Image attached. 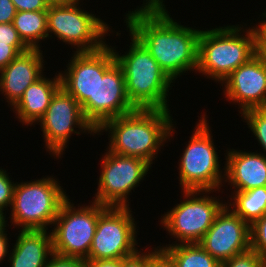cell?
Wrapping results in <instances>:
<instances>
[{
  "mask_svg": "<svg viewBox=\"0 0 266 267\" xmlns=\"http://www.w3.org/2000/svg\"><path fill=\"white\" fill-rule=\"evenodd\" d=\"M259 57L263 58L266 63V55H258Z\"/></svg>",
  "mask_w": 266,
  "mask_h": 267,
  "instance_id": "42",
  "label": "cell"
},
{
  "mask_svg": "<svg viewBox=\"0 0 266 267\" xmlns=\"http://www.w3.org/2000/svg\"><path fill=\"white\" fill-rule=\"evenodd\" d=\"M220 267H266V262L262 255L255 252L251 248L243 253L237 254L221 262Z\"/></svg>",
  "mask_w": 266,
  "mask_h": 267,
  "instance_id": "26",
  "label": "cell"
},
{
  "mask_svg": "<svg viewBox=\"0 0 266 267\" xmlns=\"http://www.w3.org/2000/svg\"><path fill=\"white\" fill-rule=\"evenodd\" d=\"M177 267H220L199 243L168 245L162 250Z\"/></svg>",
  "mask_w": 266,
  "mask_h": 267,
  "instance_id": "23",
  "label": "cell"
},
{
  "mask_svg": "<svg viewBox=\"0 0 266 267\" xmlns=\"http://www.w3.org/2000/svg\"><path fill=\"white\" fill-rule=\"evenodd\" d=\"M250 247L266 262V214L250 225Z\"/></svg>",
  "mask_w": 266,
  "mask_h": 267,
  "instance_id": "25",
  "label": "cell"
},
{
  "mask_svg": "<svg viewBox=\"0 0 266 267\" xmlns=\"http://www.w3.org/2000/svg\"><path fill=\"white\" fill-rule=\"evenodd\" d=\"M220 263L249 250L250 225L225 205L199 243Z\"/></svg>",
  "mask_w": 266,
  "mask_h": 267,
  "instance_id": "15",
  "label": "cell"
},
{
  "mask_svg": "<svg viewBox=\"0 0 266 267\" xmlns=\"http://www.w3.org/2000/svg\"><path fill=\"white\" fill-rule=\"evenodd\" d=\"M60 71L63 87L82 106L86 101H96V88L99 78L116 63L112 46L105 44L91 52H75Z\"/></svg>",
  "mask_w": 266,
  "mask_h": 267,
  "instance_id": "13",
  "label": "cell"
},
{
  "mask_svg": "<svg viewBox=\"0 0 266 267\" xmlns=\"http://www.w3.org/2000/svg\"><path fill=\"white\" fill-rule=\"evenodd\" d=\"M60 185L59 179L48 175L34 181H16L8 217L11 225L17 231L52 228L61 205L68 198Z\"/></svg>",
  "mask_w": 266,
  "mask_h": 267,
  "instance_id": "6",
  "label": "cell"
},
{
  "mask_svg": "<svg viewBox=\"0 0 266 267\" xmlns=\"http://www.w3.org/2000/svg\"><path fill=\"white\" fill-rule=\"evenodd\" d=\"M0 43L12 46L19 54L29 49L20 39L12 22L0 23Z\"/></svg>",
  "mask_w": 266,
  "mask_h": 267,
  "instance_id": "27",
  "label": "cell"
},
{
  "mask_svg": "<svg viewBox=\"0 0 266 267\" xmlns=\"http://www.w3.org/2000/svg\"><path fill=\"white\" fill-rule=\"evenodd\" d=\"M243 122H246L248 129L261 146L263 155L266 156V108H254L244 111L241 116Z\"/></svg>",
  "mask_w": 266,
  "mask_h": 267,
  "instance_id": "24",
  "label": "cell"
},
{
  "mask_svg": "<svg viewBox=\"0 0 266 267\" xmlns=\"http://www.w3.org/2000/svg\"><path fill=\"white\" fill-rule=\"evenodd\" d=\"M258 22L253 26L256 35V54L266 55V21L262 18Z\"/></svg>",
  "mask_w": 266,
  "mask_h": 267,
  "instance_id": "32",
  "label": "cell"
},
{
  "mask_svg": "<svg viewBox=\"0 0 266 267\" xmlns=\"http://www.w3.org/2000/svg\"><path fill=\"white\" fill-rule=\"evenodd\" d=\"M46 267H86V259L53 253L46 263Z\"/></svg>",
  "mask_w": 266,
  "mask_h": 267,
  "instance_id": "30",
  "label": "cell"
},
{
  "mask_svg": "<svg viewBox=\"0 0 266 267\" xmlns=\"http://www.w3.org/2000/svg\"><path fill=\"white\" fill-rule=\"evenodd\" d=\"M231 193L226 205L249 225L266 214V186Z\"/></svg>",
  "mask_w": 266,
  "mask_h": 267,
  "instance_id": "22",
  "label": "cell"
},
{
  "mask_svg": "<svg viewBox=\"0 0 266 267\" xmlns=\"http://www.w3.org/2000/svg\"><path fill=\"white\" fill-rule=\"evenodd\" d=\"M170 110L136 109L106 121L96 132L108 134L110 152L144 159L151 166L161 147L170 141L175 127ZM108 132V133H107Z\"/></svg>",
  "mask_w": 266,
  "mask_h": 267,
  "instance_id": "2",
  "label": "cell"
},
{
  "mask_svg": "<svg viewBox=\"0 0 266 267\" xmlns=\"http://www.w3.org/2000/svg\"><path fill=\"white\" fill-rule=\"evenodd\" d=\"M17 11H47L48 0H11Z\"/></svg>",
  "mask_w": 266,
  "mask_h": 267,
  "instance_id": "31",
  "label": "cell"
},
{
  "mask_svg": "<svg viewBox=\"0 0 266 267\" xmlns=\"http://www.w3.org/2000/svg\"><path fill=\"white\" fill-rule=\"evenodd\" d=\"M16 12L15 5L11 0H0V23H11Z\"/></svg>",
  "mask_w": 266,
  "mask_h": 267,
  "instance_id": "33",
  "label": "cell"
},
{
  "mask_svg": "<svg viewBox=\"0 0 266 267\" xmlns=\"http://www.w3.org/2000/svg\"><path fill=\"white\" fill-rule=\"evenodd\" d=\"M37 124L43 132L46 151L51 154L50 156L56 157L55 159H61L72 134H97L85 119L81 105L63 87L55 92L45 114Z\"/></svg>",
  "mask_w": 266,
  "mask_h": 267,
  "instance_id": "11",
  "label": "cell"
},
{
  "mask_svg": "<svg viewBox=\"0 0 266 267\" xmlns=\"http://www.w3.org/2000/svg\"><path fill=\"white\" fill-rule=\"evenodd\" d=\"M81 108L96 131L106 121L136 110L126 92L123 70L117 63L99 78L96 101H86Z\"/></svg>",
  "mask_w": 266,
  "mask_h": 267,
  "instance_id": "14",
  "label": "cell"
},
{
  "mask_svg": "<svg viewBox=\"0 0 266 267\" xmlns=\"http://www.w3.org/2000/svg\"><path fill=\"white\" fill-rule=\"evenodd\" d=\"M164 2V3H163ZM143 4L135 9L139 10H166V5L164 0H143Z\"/></svg>",
  "mask_w": 266,
  "mask_h": 267,
  "instance_id": "38",
  "label": "cell"
},
{
  "mask_svg": "<svg viewBox=\"0 0 266 267\" xmlns=\"http://www.w3.org/2000/svg\"><path fill=\"white\" fill-rule=\"evenodd\" d=\"M68 197L50 229L53 252L62 256L86 259L96 232L99 215L107 208L98 202L74 203ZM92 203V204H91ZM90 204V205H89ZM81 205V206H80Z\"/></svg>",
  "mask_w": 266,
  "mask_h": 267,
  "instance_id": "9",
  "label": "cell"
},
{
  "mask_svg": "<svg viewBox=\"0 0 266 267\" xmlns=\"http://www.w3.org/2000/svg\"><path fill=\"white\" fill-rule=\"evenodd\" d=\"M80 1L50 3L47 10L48 39L54 35L57 40L76 49L75 52L99 50L107 44L105 37L113 30L96 14L84 10Z\"/></svg>",
  "mask_w": 266,
  "mask_h": 267,
  "instance_id": "8",
  "label": "cell"
},
{
  "mask_svg": "<svg viewBox=\"0 0 266 267\" xmlns=\"http://www.w3.org/2000/svg\"><path fill=\"white\" fill-rule=\"evenodd\" d=\"M12 24L29 49H42L41 41L48 40L47 11H17Z\"/></svg>",
  "mask_w": 266,
  "mask_h": 267,
  "instance_id": "21",
  "label": "cell"
},
{
  "mask_svg": "<svg viewBox=\"0 0 266 267\" xmlns=\"http://www.w3.org/2000/svg\"><path fill=\"white\" fill-rule=\"evenodd\" d=\"M221 86L227 98L225 100L238 105L240 114L254 108H266V63L264 59L256 54L247 63L234 70Z\"/></svg>",
  "mask_w": 266,
  "mask_h": 267,
  "instance_id": "16",
  "label": "cell"
},
{
  "mask_svg": "<svg viewBox=\"0 0 266 267\" xmlns=\"http://www.w3.org/2000/svg\"><path fill=\"white\" fill-rule=\"evenodd\" d=\"M125 14V30L145 47L174 83L188 71L196 73L201 29L182 25L167 9H134Z\"/></svg>",
  "mask_w": 266,
  "mask_h": 267,
  "instance_id": "1",
  "label": "cell"
},
{
  "mask_svg": "<svg viewBox=\"0 0 266 267\" xmlns=\"http://www.w3.org/2000/svg\"><path fill=\"white\" fill-rule=\"evenodd\" d=\"M244 26L224 25L201 30L196 73L222 84L234 70L254 57L255 31L252 26Z\"/></svg>",
  "mask_w": 266,
  "mask_h": 267,
  "instance_id": "3",
  "label": "cell"
},
{
  "mask_svg": "<svg viewBox=\"0 0 266 267\" xmlns=\"http://www.w3.org/2000/svg\"><path fill=\"white\" fill-rule=\"evenodd\" d=\"M61 87L60 73L55 77L47 78L43 74L24 91L23 96L10 109L16 117L27 127L35 126L45 114L55 92Z\"/></svg>",
  "mask_w": 266,
  "mask_h": 267,
  "instance_id": "19",
  "label": "cell"
},
{
  "mask_svg": "<svg viewBox=\"0 0 266 267\" xmlns=\"http://www.w3.org/2000/svg\"><path fill=\"white\" fill-rule=\"evenodd\" d=\"M42 52L41 49H28L0 71V93L4 94L9 107L12 108L28 86L44 74L46 61Z\"/></svg>",
  "mask_w": 266,
  "mask_h": 267,
  "instance_id": "17",
  "label": "cell"
},
{
  "mask_svg": "<svg viewBox=\"0 0 266 267\" xmlns=\"http://www.w3.org/2000/svg\"><path fill=\"white\" fill-rule=\"evenodd\" d=\"M15 244L12 243L9 267H46L53 252L52 236L47 230H19Z\"/></svg>",
  "mask_w": 266,
  "mask_h": 267,
  "instance_id": "20",
  "label": "cell"
},
{
  "mask_svg": "<svg viewBox=\"0 0 266 267\" xmlns=\"http://www.w3.org/2000/svg\"><path fill=\"white\" fill-rule=\"evenodd\" d=\"M86 267H122V259L86 260Z\"/></svg>",
  "mask_w": 266,
  "mask_h": 267,
  "instance_id": "36",
  "label": "cell"
},
{
  "mask_svg": "<svg viewBox=\"0 0 266 267\" xmlns=\"http://www.w3.org/2000/svg\"><path fill=\"white\" fill-rule=\"evenodd\" d=\"M19 53L8 44L0 43V71L9 65Z\"/></svg>",
  "mask_w": 266,
  "mask_h": 267,
  "instance_id": "34",
  "label": "cell"
},
{
  "mask_svg": "<svg viewBox=\"0 0 266 267\" xmlns=\"http://www.w3.org/2000/svg\"><path fill=\"white\" fill-rule=\"evenodd\" d=\"M100 162L97 192L92 201L107 207H130V193L140 186L152 166L144 159L114 154L108 149Z\"/></svg>",
  "mask_w": 266,
  "mask_h": 267,
  "instance_id": "10",
  "label": "cell"
},
{
  "mask_svg": "<svg viewBox=\"0 0 266 267\" xmlns=\"http://www.w3.org/2000/svg\"><path fill=\"white\" fill-rule=\"evenodd\" d=\"M130 209L131 207H107L99 215L86 260L122 259L138 250L139 231Z\"/></svg>",
  "mask_w": 266,
  "mask_h": 267,
  "instance_id": "12",
  "label": "cell"
},
{
  "mask_svg": "<svg viewBox=\"0 0 266 267\" xmlns=\"http://www.w3.org/2000/svg\"><path fill=\"white\" fill-rule=\"evenodd\" d=\"M8 232L7 230L4 231L3 233H0V263H2V261H6L5 258L9 256V244H10V238L7 236L8 234L6 233ZM9 242V243H8ZM8 255V256H7Z\"/></svg>",
  "mask_w": 266,
  "mask_h": 267,
  "instance_id": "37",
  "label": "cell"
},
{
  "mask_svg": "<svg viewBox=\"0 0 266 267\" xmlns=\"http://www.w3.org/2000/svg\"><path fill=\"white\" fill-rule=\"evenodd\" d=\"M263 14V15H262ZM261 14L262 18L266 21V11ZM264 16V17H263Z\"/></svg>",
  "mask_w": 266,
  "mask_h": 267,
  "instance_id": "41",
  "label": "cell"
},
{
  "mask_svg": "<svg viewBox=\"0 0 266 267\" xmlns=\"http://www.w3.org/2000/svg\"><path fill=\"white\" fill-rule=\"evenodd\" d=\"M6 216L7 215L4 213V211L0 210V233H3L6 230V228L9 226V224H7L8 218H6Z\"/></svg>",
  "mask_w": 266,
  "mask_h": 267,
  "instance_id": "39",
  "label": "cell"
},
{
  "mask_svg": "<svg viewBox=\"0 0 266 267\" xmlns=\"http://www.w3.org/2000/svg\"><path fill=\"white\" fill-rule=\"evenodd\" d=\"M152 249V267H177L158 246Z\"/></svg>",
  "mask_w": 266,
  "mask_h": 267,
  "instance_id": "35",
  "label": "cell"
},
{
  "mask_svg": "<svg viewBox=\"0 0 266 267\" xmlns=\"http://www.w3.org/2000/svg\"><path fill=\"white\" fill-rule=\"evenodd\" d=\"M50 3H63L69 0H48Z\"/></svg>",
  "mask_w": 266,
  "mask_h": 267,
  "instance_id": "40",
  "label": "cell"
},
{
  "mask_svg": "<svg viewBox=\"0 0 266 267\" xmlns=\"http://www.w3.org/2000/svg\"><path fill=\"white\" fill-rule=\"evenodd\" d=\"M151 249L146 246L145 252L140 248L134 254L122 258V267H152Z\"/></svg>",
  "mask_w": 266,
  "mask_h": 267,
  "instance_id": "29",
  "label": "cell"
},
{
  "mask_svg": "<svg viewBox=\"0 0 266 267\" xmlns=\"http://www.w3.org/2000/svg\"><path fill=\"white\" fill-rule=\"evenodd\" d=\"M181 192L185 200H180V203L175 204L161 216L162 218L160 217L162 228L166 229L170 238H176L173 239L176 240L175 243L172 242L166 246L160 244L158 248L161 251L168 245L200 243L218 213L226 205V202L220 200L219 195L218 197L210 195L211 192L216 193V191L184 190Z\"/></svg>",
  "mask_w": 266,
  "mask_h": 267,
  "instance_id": "7",
  "label": "cell"
},
{
  "mask_svg": "<svg viewBox=\"0 0 266 267\" xmlns=\"http://www.w3.org/2000/svg\"><path fill=\"white\" fill-rule=\"evenodd\" d=\"M200 116L182 156H179V184L181 191L209 190L220 193L219 189L225 186V166L221 170V160L206 118L208 115L204 112Z\"/></svg>",
  "mask_w": 266,
  "mask_h": 267,
  "instance_id": "5",
  "label": "cell"
},
{
  "mask_svg": "<svg viewBox=\"0 0 266 267\" xmlns=\"http://www.w3.org/2000/svg\"><path fill=\"white\" fill-rule=\"evenodd\" d=\"M5 169L0 167V210H9L13 201V193L16 182L12 181Z\"/></svg>",
  "mask_w": 266,
  "mask_h": 267,
  "instance_id": "28",
  "label": "cell"
},
{
  "mask_svg": "<svg viewBox=\"0 0 266 267\" xmlns=\"http://www.w3.org/2000/svg\"><path fill=\"white\" fill-rule=\"evenodd\" d=\"M128 34L131 42L125 54H119L115 50L118 47L114 46L112 49L116 63L123 70L126 92L131 104L136 109L170 110L168 95L173 87L171 83L174 82L145 47L132 34Z\"/></svg>",
  "mask_w": 266,
  "mask_h": 267,
  "instance_id": "4",
  "label": "cell"
},
{
  "mask_svg": "<svg viewBox=\"0 0 266 267\" xmlns=\"http://www.w3.org/2000/svg\"><path fill=\"white\" fill-rule=\"evenodd\" d=\"M224 154V184L230 185L231 190L248 191L266 186V156L262 151L258 153L228 148Z\"/></svg>",
  "mask_w": 266,
  "mask_h": 267,
  "instance_id": "18",
  "label": "cell"
}]
</instances>
